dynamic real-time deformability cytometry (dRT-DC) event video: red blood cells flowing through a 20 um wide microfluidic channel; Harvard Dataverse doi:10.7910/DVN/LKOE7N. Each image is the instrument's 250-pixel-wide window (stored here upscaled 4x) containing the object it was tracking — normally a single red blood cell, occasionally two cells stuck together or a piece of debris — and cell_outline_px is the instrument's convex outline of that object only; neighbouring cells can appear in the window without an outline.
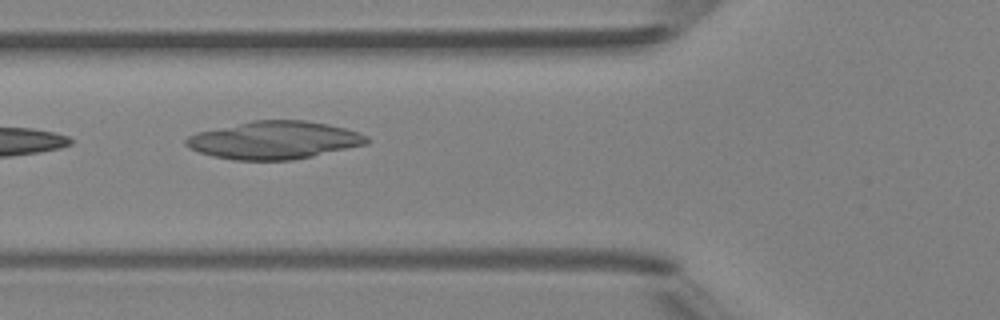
{"species": "Egyptian fruit bat (a non-hibernating species)", "species_latin": "Rousettus aegyptiacus", "temperature_condition": "room temperature", "stored_images_in_passage": 5, "camera_frame_rate_fps": 3000, "um_per_image_px": 0.085, "animal": {"sex": "female"}, "frame": {"image": 1, "passage_image": 5, "time_ms": 5.333, "image_size_px": [1000, 320], "cell_outline_px": [[372, 140], [368, 144], [312, 156], [292, 160], [232, 160], [212, 156], [200, 152], [184, 144], [184, 140], [188, 136], [196, 132], [252, 120], [304, 120], [328, 124], [360, 132], [368, 136]], "centroid_in_image_um": [23.33, 11.91], "position_along_channel_um": 102.5, "area_um2": 40.0}}